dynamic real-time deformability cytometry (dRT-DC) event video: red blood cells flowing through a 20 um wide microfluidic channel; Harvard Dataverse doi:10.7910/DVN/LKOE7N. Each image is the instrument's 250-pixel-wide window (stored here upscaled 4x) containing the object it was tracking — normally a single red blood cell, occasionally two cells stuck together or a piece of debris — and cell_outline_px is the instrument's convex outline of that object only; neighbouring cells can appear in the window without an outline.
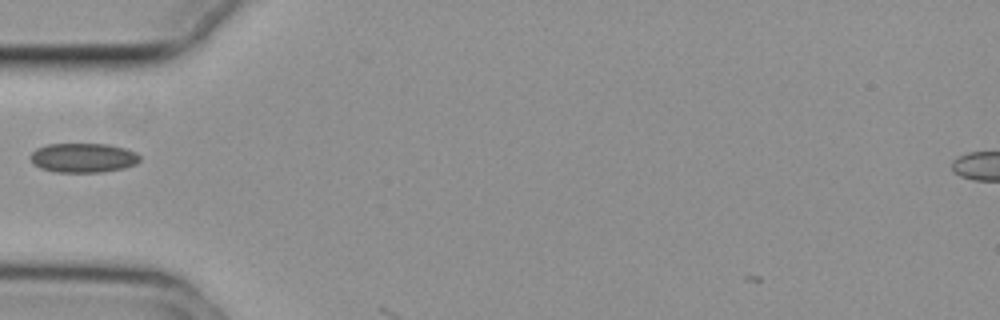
{"species": "common noctule bat (a hibernating species)", "species_latin": "Nyctalus noctula", "temperature_condition": "cold", "stored_images_in_passage": 3, "camera_frame_rate_fps": 3000, "um_per_image_px": 0.085, "animal": {"sex": "female", "body_mass_g": 29.2, "forearm_length_mm": 56.3}, "frame": {"image": 1, "passage_image": 2, "time_ms": 0.333, "image_size_px": [1000, 320], "cell_outline_px": [[140, 160], [136, 164], [124, 168], [104, 172], [56, 172], [40, 168], [32, 164], [32, 152], [36, 148], [48, 144], [108, 144], [124, 148], [136, 152], [140, 156]], "centroid_in_image_um": [7.09, 13.41], "position_along_channel_um": 77.9, "area_um2": 18.79}}